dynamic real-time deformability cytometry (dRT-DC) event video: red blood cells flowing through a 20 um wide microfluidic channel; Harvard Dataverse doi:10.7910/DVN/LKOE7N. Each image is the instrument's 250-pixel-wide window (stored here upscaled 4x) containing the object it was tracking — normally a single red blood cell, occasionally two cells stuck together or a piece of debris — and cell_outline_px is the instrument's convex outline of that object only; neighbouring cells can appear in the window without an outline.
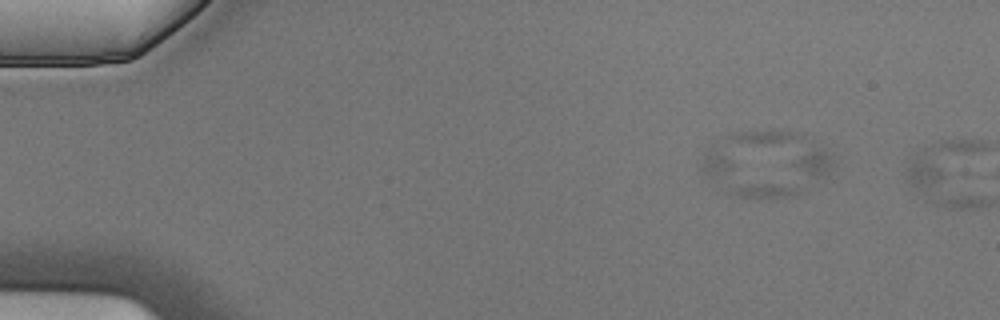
{"species": "Egyptian fruit bat (a non-hibernating species)", "species_latin": "Rousettus aegyptiacus", "temperature_condition": "cold", "stored_images_in_passage": 3, "camera_frame_rate_fps": 3000, "um_per_image_px": 0.085, "animal": {"sex": "male"}, "frame": {"image": 1, "passage_image": 2, "time_ms": 0.333, "image_size_px": [1000, 320], "cell_outline_px": [[800, 192], [796, 196], [736, 196], [716, 192], [700, 168], [700, 164], [708, 148], [712, 144], [800, 184]], "centroid_in_image_um": [63.2, 14.98], "position_along_channel_um": 21.8, "area_um2": 21.91}}